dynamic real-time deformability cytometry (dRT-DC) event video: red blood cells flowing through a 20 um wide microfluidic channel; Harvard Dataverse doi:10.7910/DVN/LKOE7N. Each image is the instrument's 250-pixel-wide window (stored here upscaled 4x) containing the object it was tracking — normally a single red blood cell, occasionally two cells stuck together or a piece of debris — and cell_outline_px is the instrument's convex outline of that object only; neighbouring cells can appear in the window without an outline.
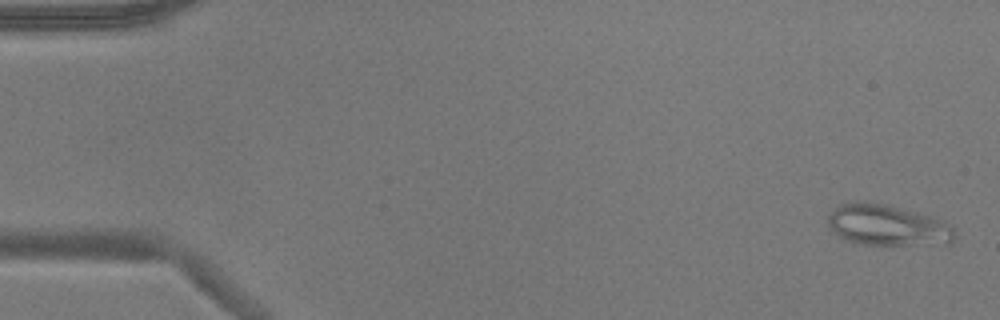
{"species": "common noctule bat (a hibernating species)", "species_latin": "Nyctalus noctula", "temperature_condition": "warm", "stored_images_in_passage": 54, "camera_frame_rate_fps": 3000, "um_per_image_px": 0.085, "animal": {"sex": "male", "body_mass_g": 17.9}, "frame": {"image": 1, "passage_image": 2, "time_ms": 0.333, "image_size_px": [1000, 320], "cell_outline_px": [[952, 240], [948, 244], [860, 244], [844, 240], [828, 224], [828, 216], [840, 204], [852, 200], [860, 200], [884, 204], [916, 212], [944, 220], [952, 228]], "centroid_in_image_um": [75.39, 19.12], "position_along_channel_um": 9.6, "area_um2": 29.88}}
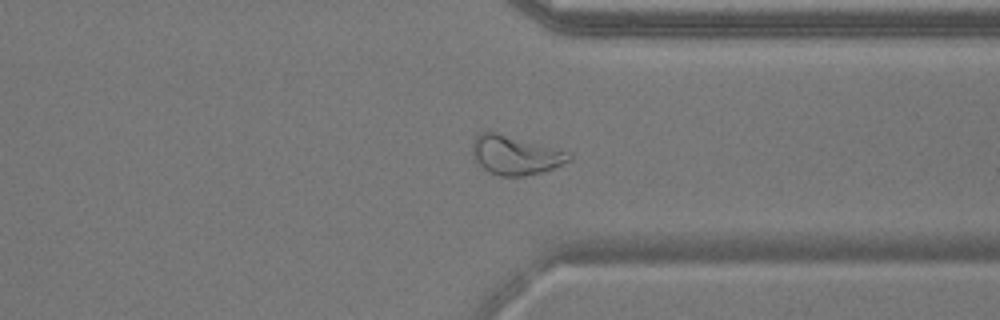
{"frame": {"image": 2, "passage_image": 41, "time_ms": 13.333, "image_size_px": [1000, 320], "cell_outline_px": [[572, 160], [544, 172], [524, 176], [500, 176], [484, 168], [472, 156], [472, 144], [476, 136], [480, 132], [496, 132], [572, 152]], "centroid_in_image_um": [43.85, 13.18], "position_along_channel_um": 367.6, "area_um2": 22.02}}
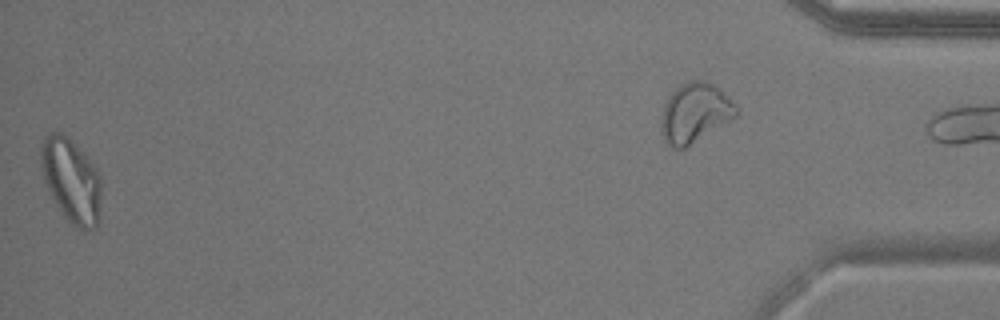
{"frame": {"image": 3, "passage_image": 53, "time_ms": 17.333, "image_size_px": [1000, 320], "cell_outline_px": [[100, 216], [96, 228], [84, 232], [72, 224], [64, 216], [56, 204], [44, 180], [40, 164], [40, 144], [44, 136], [48, 132], [56, 128], [84, 152], [96, 168], [100, 176]], "centroid_in_image_um": [6.04, 15.31], "position_along_channel_um": 429.2, "area_um2": 30.0}}